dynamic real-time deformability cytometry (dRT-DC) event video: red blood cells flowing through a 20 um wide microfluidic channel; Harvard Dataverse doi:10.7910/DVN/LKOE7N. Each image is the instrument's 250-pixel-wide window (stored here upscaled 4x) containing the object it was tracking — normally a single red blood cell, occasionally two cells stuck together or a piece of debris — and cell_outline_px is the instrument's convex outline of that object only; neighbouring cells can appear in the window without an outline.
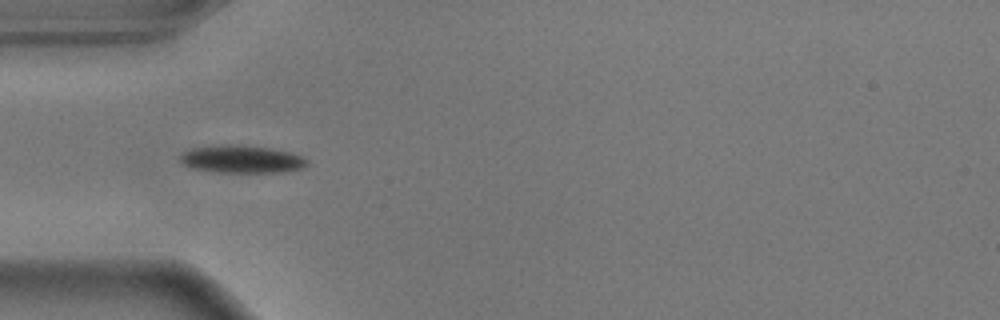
{"species": "common noctule bat (a hibernating species)", "species_latin": "Nyctalus noctula", "temperature_condition": "warm", "stored_images_in_passage": 39, "camera_frame_rate_fps": 3000, "um_per_image_px": 0.085, "animal": {"sex": "male", "body_mass_g": 17.9}, "frame": {"image": 1, "passage_image": 1, "time_ms": 0.0, "image_size_px": [1000, 320], "cell_outline_px": [[308, 164], [304, 168], [280, 172], [216, 172], [192, 168], [184, 164], [180, 160], [180, 156], [184, 152], [192, 148], [224, 144], [240, 144], [272, 148], [292, 152], [304, 156], [308, 160]], "centroid_in_image_um": [20.6, 13.52], "position_along_channel_um": 64.4, "area_um2": 20.69}}
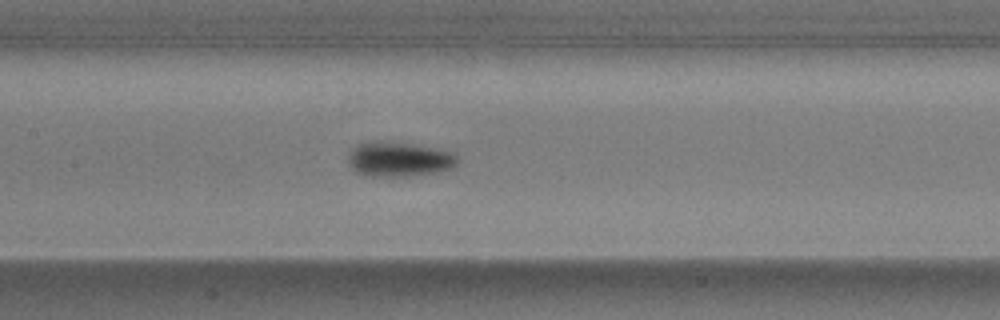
{"frame": {"image": 2, "passage_image": 10, "time_ms": 3.0, "image_size_px": [1000, 320], "cell_outline_px": [[460, 160], [452, 168], [440, 172], [404, 176], [364, 176], [356, 172], [348, 164], [348, 152], [356, 144], [368, 140], [388, 140], [436, 148], [452, 152]], "centroid_in_image_um": [33.87, 13.51], "position_along_channel_um": 173.5, "area_um2": 22.72}}
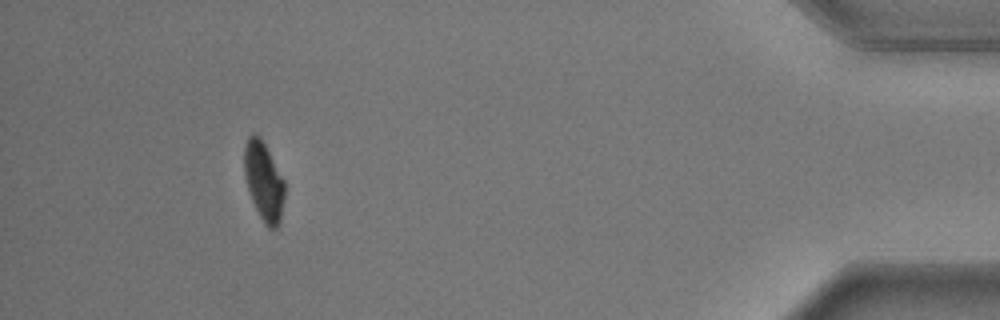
{"frame": {"image": 3, "passage_image": 35, "time_ms": 11.333, "image_size_px": [1000, 320], "cell_outline_px": [[284, 196], [280, 220], [276, 228], [268, 228], [264, 224], [252, 200], [248, 188], [244, 172], [244, 144], [248, 136], [252, 132], [260, 136], [284, 180]], "centroid_in_image_um": [22.4, 15.37], "position_along_channel_um": 412.8, "area_um2": 18.32}, "authors_computed_cell_mechanics": {"area_um2": 20.3456, "velocity_mm_per_s": 3.6404, "shape_relaxation_time_tau1_ms": 2.8082, "shape_relaxation_time_tau2_ms": 2.6589, "deformation_change_tau1": 0.1475, "deformation_change_tau2": 0.048}}